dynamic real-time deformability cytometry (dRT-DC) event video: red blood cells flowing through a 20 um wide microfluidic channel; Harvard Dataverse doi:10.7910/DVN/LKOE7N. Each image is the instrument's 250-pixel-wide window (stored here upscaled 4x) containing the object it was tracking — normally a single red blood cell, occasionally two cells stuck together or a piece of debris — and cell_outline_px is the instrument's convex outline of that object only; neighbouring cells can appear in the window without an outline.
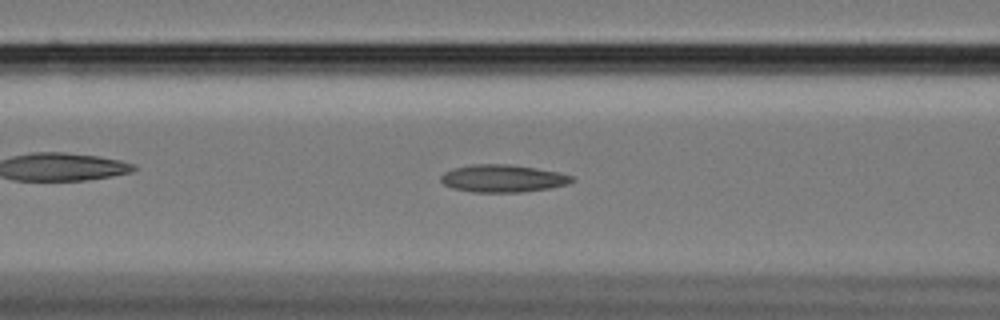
{"species": "Egyptian fruit bat (a non-hibernating species)", "species_latin": "Rousettus aegyptiacus", "temperature_condition": "cold", "stored_images_in_passage": 54, "camera_frame_rate_fps": 3000, "um_per_image_px": 0.085, "animal": {"sex": "female"}, "frame": {"image": 1, "passage_image": 23, "time_ms": 7.333, "image_size_px": [1000, 320], "cell_outline_px": [[576, 180], [568, 184], [552, 188], [520, 192], [472, 192], [452, 188], [444, 184], [440, 180], [440, 176], [444, 172], [452, 168], [472, 164], [508, 164], [536, 168], [560, 172], [572, 176]], "centroid_in_image_um": [42.75, 15.16], "position_along_channel_um": 123.9, "area_um2": 21.21}}
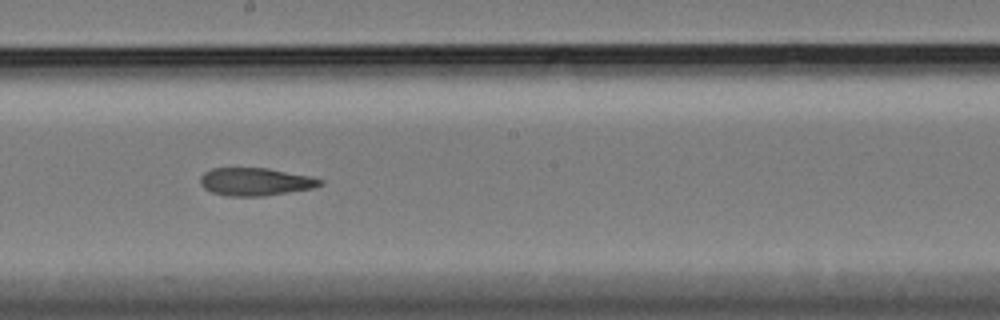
{"frame": {"image": 2, "passage_image": 32, "time_ms": 10.333, "image_size_px": [1000, 320], "cell_outline_px": [[324, 184], [312, 188], [264, 196], [228, 196], [212, 192], [204, 188], [200, 184], [200, 176], [204, 172], [212, 168], [268, 168], [308, 176], [324, 180]], "centroid_in_image_um": [21.68, 15.44], "position_along_channel_um": 226.5, "area_um2": 19.36}}
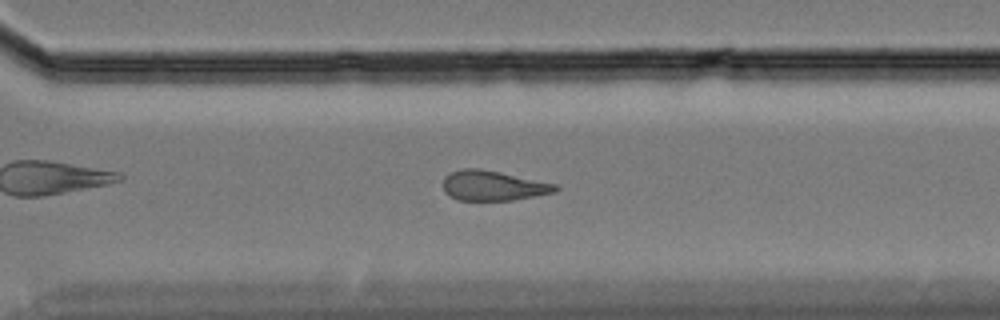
{"frame": {"image": 3, "passage_image": 41, "time_ms": 13.333, "image_size_px": [1000, 320], "cell_outline_px": [[560, 188], [556, 192], [512, 200], [456, 200], [444, 192], [444, 176], [452, 172], [464, 168], [480, 168], [500, 172], [556, 184]], "centroid_in_image_um": [41.91, 15.78], "position_along_channel_um": 328.7, "area_um2": 19.54}}